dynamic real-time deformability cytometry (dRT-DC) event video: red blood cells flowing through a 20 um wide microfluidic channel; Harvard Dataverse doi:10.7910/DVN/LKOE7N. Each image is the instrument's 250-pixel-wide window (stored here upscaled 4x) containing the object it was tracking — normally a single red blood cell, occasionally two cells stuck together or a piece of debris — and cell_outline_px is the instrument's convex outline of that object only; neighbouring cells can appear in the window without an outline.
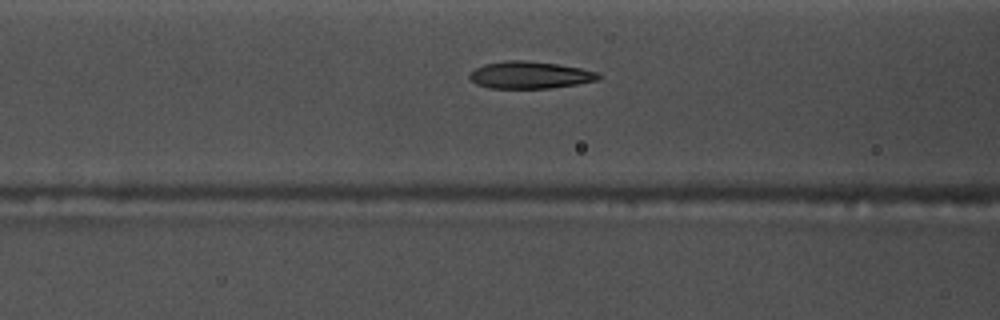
{"species": "common noctule bat (a hibernating species)", "species_latin": "Nyctalus noctula", "temperature_condition": "warm", "stored_images_in_passage": 9, "camera_frame_rate_fps": 3000, "um_per_image_px": 0.085, "animal": {"sex": "male", "body_mass_g": 17.5, "forearm_length_mm": 52.3}, "frame": {"image": 1, "passage_image": 7, "time_ms": 2.0, "image_size_px": [1000, 320], "cell_outline_px": [[604, 76], [600, 80], [576, 84], [548, 88], [488, 88], [476, 84], [468, 76], [468, 72], [484, 64], [508, 60], [524, 60], [556, 64], [580, 68], [600, 72]], "centroid_in_image_um": [45.06, 6.38], "position_along_channel_um": 121.5, "area_um2": 20.52}}